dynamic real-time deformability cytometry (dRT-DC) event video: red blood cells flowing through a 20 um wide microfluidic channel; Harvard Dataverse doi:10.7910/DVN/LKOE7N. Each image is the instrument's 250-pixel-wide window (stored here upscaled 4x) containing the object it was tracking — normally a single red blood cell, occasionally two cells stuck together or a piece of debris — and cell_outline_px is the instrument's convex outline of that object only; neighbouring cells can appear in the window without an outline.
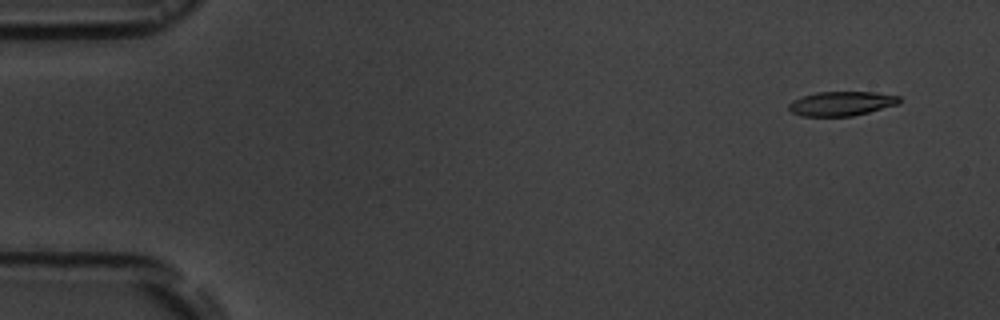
{"species": "common noctule bat (a hibernating species)", "species_latin": "Nyctalus noctula", "temperature_condition": "room temperature", "stored_images_in_passage": 5, "camera_frame_rate_fps": 3000, "um_per_image_px": 0.085, "animal": {"sex": "male", "body_mass_g": 19.5, "forearm_length_mm": 54.6}, "frame": {"image": 1, "passage_image": 2, "time_ms": 1.0, "image_size_px": [1000, 320], "cell_outline_px": [[900, 104], [852, 116], [800, 116], [792, 112], [788, 108], [788, 104], [792, 100], [816, 92], [876, 92], [900, 96]], "centroid_in_image_um": [71.53, 8.8], "position_along_channel_um": 13.5, "area_um2": 15.72}}
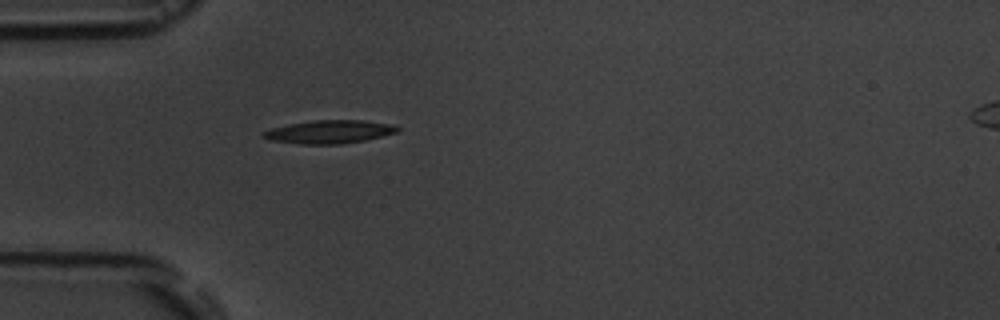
{"frame": {"image": 2, "passage_image": 5, "time_ms": 5.333, "image_size_px": [1000, 320], "cell_outline_px": [[400, 128], [396, 132], [364, 140], [340, 144], [300, 144], [272, 140], [260, 136], [260, 132], [272, 128], [288, 124], [312, 120], [364, 120], [396, 124]], "centroid_in_image_um": [27.98, 11.19], "position_along_channel_um": 57.0, "area_um2": 18.21}}